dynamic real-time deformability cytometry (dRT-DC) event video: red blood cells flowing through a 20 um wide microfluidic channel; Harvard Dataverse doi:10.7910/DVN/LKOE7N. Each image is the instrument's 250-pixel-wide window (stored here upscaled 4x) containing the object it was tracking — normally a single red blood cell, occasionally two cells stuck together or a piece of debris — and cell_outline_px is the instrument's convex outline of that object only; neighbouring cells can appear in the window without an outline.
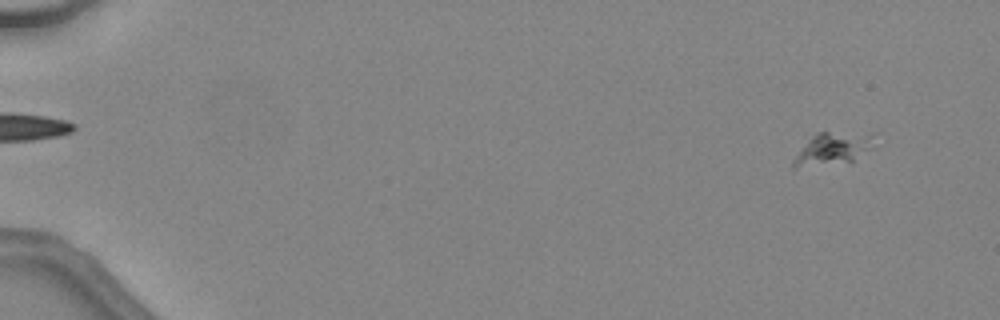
{"species": "common noctule bat (a hibernating species)", "species_latin": "Nyctalus noctula", "temperature_condition": "warm", "stored_images_in_passage": 47, "camera_frame_rate_fps": 3000, "um_per_image_px": 0.085, "animal": {"sex": "female", "body_mass_g": 24.6, "forearm_length_mm": 56.2}, "frame": {"image": 1, "passage_image": 4, "time_ms": 1.0, "image_size_px": [1000, 320], "cell_outline_px": [[880, 132], [872, 148], [852, 164], [796, 168], [792, 168], [792, 160], [808, 140], [816, 132]], "centroid_in_image_um": [70.91, 12.66], "position_along_channel_um": 14.1, "area_um2": 16.42}}
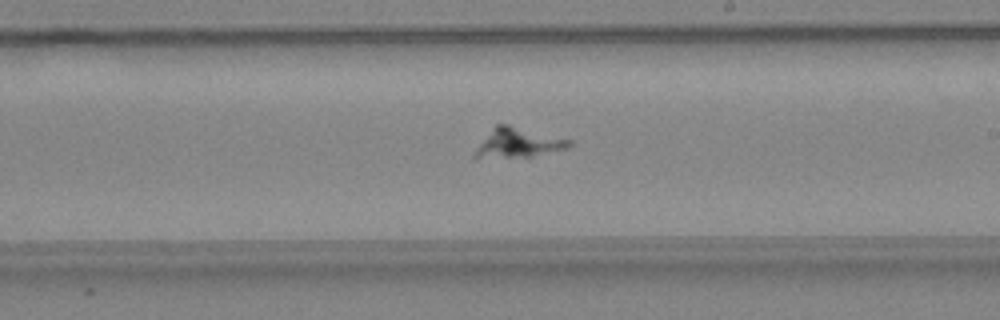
{"frame": {"image": 2, "passage_image": 30, "time_ms": 9.667, "image_size_px": [1000, 320], "cell_outline_px": [[572, 144], [568, 148], [532, 156], [476, 160], [472, 156], [476, 148], [496, 124], [508, 124], [572, 140]], "centroid_in_image_um": [43.99, 12.17], "position_along_channel_um": 245.0, "area_um2": 16.42}}
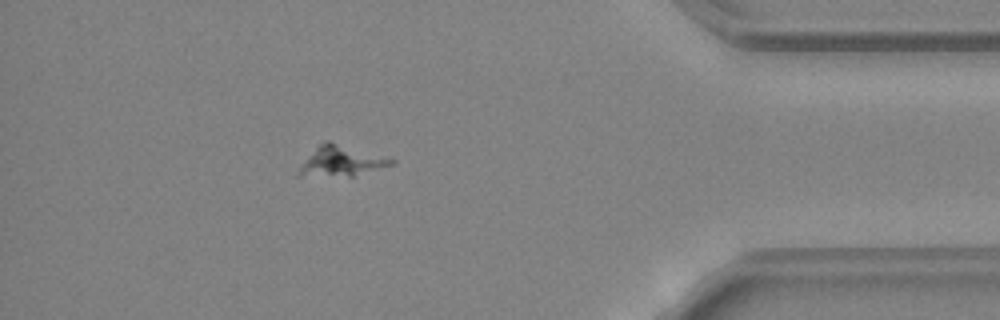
{"frame": {"image": 3, "passage_image": 43, "time_ms": 14.0, "image_size_px": [1000, 320], "cell_outline_px": [[396, 164], [352, 176], [296, 176], [300, 168], [308, 156], [324, 140], [328, 140], [396, 160]], "centroid_in_image_um": [29.02, 13.7], "position_along_channel_um": 406.2, "area_um2": 16.07}}